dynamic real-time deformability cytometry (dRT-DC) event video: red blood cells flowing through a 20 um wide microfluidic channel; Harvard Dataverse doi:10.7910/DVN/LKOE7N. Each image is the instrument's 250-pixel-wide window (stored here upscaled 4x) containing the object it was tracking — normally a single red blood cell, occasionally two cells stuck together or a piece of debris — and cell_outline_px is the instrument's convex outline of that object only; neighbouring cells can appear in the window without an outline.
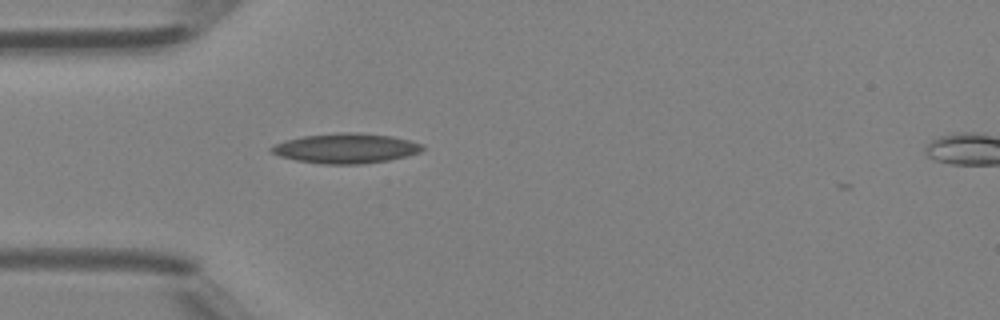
{"species": "Egyptian fruit bat (a non-hibernating species)", "species_latin": "Rousettus aegyptiacus", "temperature_condition": "room temperature", "stored_images_in_passage": 2, "camera_frame_rate_fps": 3000, "um_per_image_px": 0.085, "animal": {"sex": "female"}, "frame": {"image": 1, "passage_image": 1, "time_ms": 0.0, "image_size_px": [1000, 320], "cell_outline_px": [[424, 148], [420, 152], [408, 156], [388, 160], [360, 164], [324, 164], [296, 160], [280, 156], [272, 152], [268, 148], [272, 144], [284, 140], [304, 136], [340, 132], [360, 132], [392, 136], [424, 144]], "centroid_in_image_um": [29.39, 12.6], "position_along_channel_um": 55.6, "area_um2": 26.47}}